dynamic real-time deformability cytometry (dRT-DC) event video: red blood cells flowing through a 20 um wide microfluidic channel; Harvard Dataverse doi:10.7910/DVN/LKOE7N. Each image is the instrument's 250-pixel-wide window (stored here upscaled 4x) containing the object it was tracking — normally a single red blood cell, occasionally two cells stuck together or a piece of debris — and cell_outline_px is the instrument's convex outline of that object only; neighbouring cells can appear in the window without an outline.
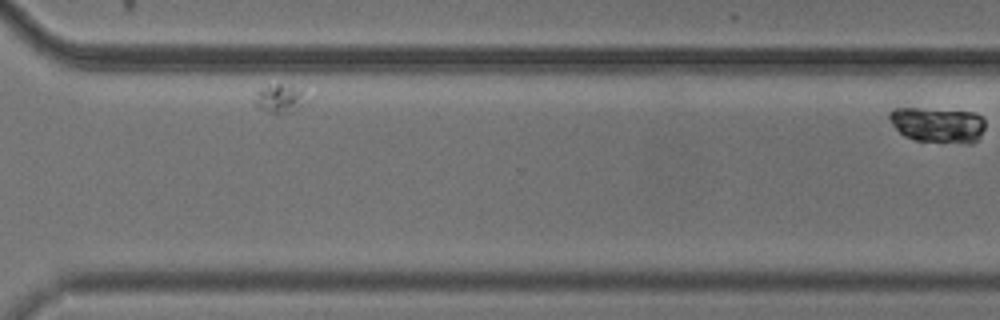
{"species": "common noctule bat (a hibernating species)", "species_latin": "Nyctalus noctula", "temperature_condition": "cold", "stored_images_in_passage": 35, "camera_frame_rate_fps": 3000, "um_per_image_px": 0.085, "animal": {"sex": "male", "body_mass_g": 20.5, "forearm_length_mm": 52.5}, "frame": {"image": 1, "passage_image": 35, "time_ms": 11.333, "image_size_px": [1000, 320], "cell_outline_px": [[984, 128], [980, 136], [972, 144], [964, 144], [916, 140], [904, 136], [892, 124], [888, 116], [888, 112], [892, 108], [920, 108], [976, 112], [984, 120]], "centroid_in_image_um": [79.71, 10.61], "position_along_channel_um": 290.9, "area_um2": 19.94}}